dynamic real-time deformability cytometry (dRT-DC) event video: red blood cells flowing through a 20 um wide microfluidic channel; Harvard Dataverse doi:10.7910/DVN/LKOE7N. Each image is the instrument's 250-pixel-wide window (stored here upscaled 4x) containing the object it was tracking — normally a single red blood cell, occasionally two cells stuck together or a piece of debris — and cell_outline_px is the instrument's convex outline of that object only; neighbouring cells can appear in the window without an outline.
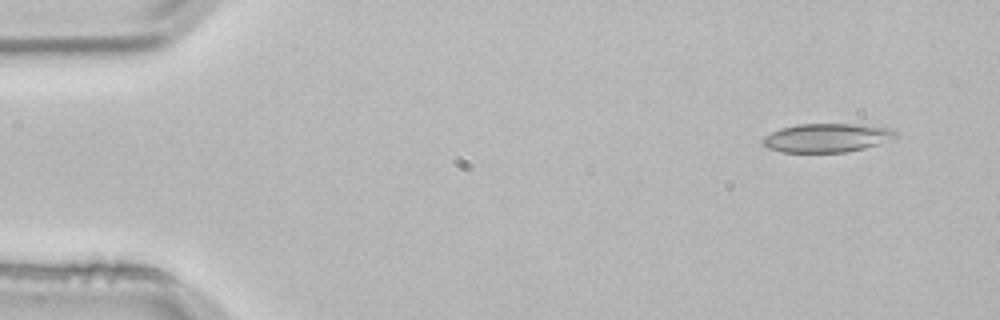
{"species": "common noctule bat (a hibernating species)", "species_latin": "Nyctalus noctula", "temperature_condition": "room temperature", "stored_images_in_passage": 3, "camera_frame_rate_fps": 3000, "um_per_image_px": 0.085, "animal": {"sex": "male", "body_mass_g": 21.5, "forearm_length_mm": 52.0}, "frame": {"image": 1, "passage_image": 1, "time_ms": 0.0, "image_size_px": [1000, 320], "cell_outline_px": [[896, 136], [880, 144], [864, 148], [844, 152], [780, 152], [768, 148], [760, 140], [764, 136], [780, 128], [796, 124], [852, 124], [892, 128], [896, 132]], "centroid_in_image_um": [70.24, 11.71], "position_along_channel_um": 14.8, "area_um2": 22.2}}
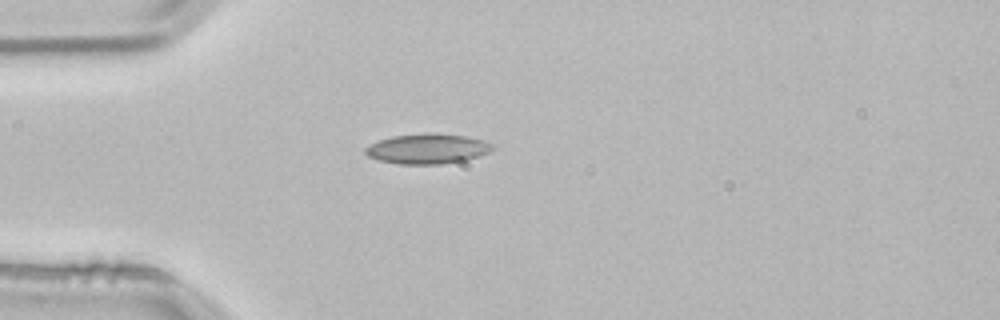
{"frame": {"image": 2, "passage_image": 3, "time_ms": 0.667, "image_size_px": [1000, 320], "cell_outline_px": [[496, 148], [488, 152], [464, 160], [440, 164], [396, 164], [380, 160], [368, 156], [364, 152], [364, 148], [380, 140], [392, 136], [464, 136], [484, 140], [496, 144]], "centroid_in_image_um": [36.35, 12.69], "position_along_channel_um": 48.7, "area_um2": 21.21}}